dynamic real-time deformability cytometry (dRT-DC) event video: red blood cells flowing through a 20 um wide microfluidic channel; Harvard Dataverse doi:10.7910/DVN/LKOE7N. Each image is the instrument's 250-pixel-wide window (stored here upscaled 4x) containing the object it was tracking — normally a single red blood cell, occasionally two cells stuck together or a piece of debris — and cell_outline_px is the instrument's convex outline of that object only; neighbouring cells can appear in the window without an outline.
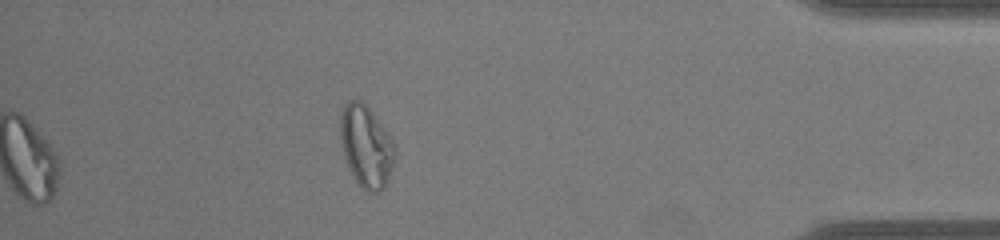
{"species": "common noctule bat (a hibernating species)", "species_latin": "Nyctalus noctula", "temperature_condition": "warm", "stored_images_in_passage": 42, "segment_of_instrument_passage": [2, 2], "camera_frame_rate_fps": 3000, "um_per_image_px": 0.085, "animal": {"sex": "male", "body_mass_g": 19.0, "forearm_length_mm": 50.8}, "frame": {"image": 1, "passage_image": 42, "time_ms": 13.667, "image_size_px": [1000, 240], "cell_outline_px": [[396, 152], [388, 180], [384, 188], [376, 192], [368, 192], [360, 188], [348, 168], [344, 156], [340, 140], [340, 112], [344, 104], [348, 100], [360, 100], [372, 112], [396, 144]], "centroid_in_image_um": [31.11, 12.45], "position_along_channel_um": 404.1, "area_um2": 26.24}}